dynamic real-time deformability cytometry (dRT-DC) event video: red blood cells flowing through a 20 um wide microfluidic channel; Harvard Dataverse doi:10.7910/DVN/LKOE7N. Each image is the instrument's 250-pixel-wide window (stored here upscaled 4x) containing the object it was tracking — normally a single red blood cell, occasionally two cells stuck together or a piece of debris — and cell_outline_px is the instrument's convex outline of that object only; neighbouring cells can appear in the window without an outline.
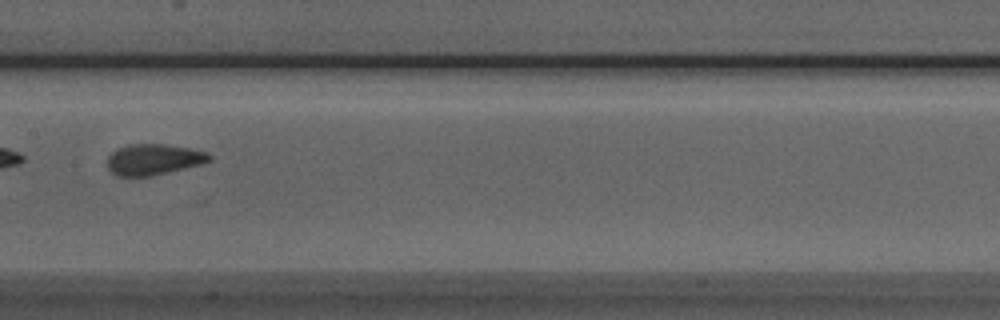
{"species": "Egyptian fruit bat (a non-hibernating species)", "species_latin": "Rousettus aegyptiacus", "temperature_condition": "room temperature", "stored_images_in_passage": 7, "camera_frame_rate_fps": 3000, "um_per_image_px": 0.085, "animal": {"sex": "male"}, "frame": {"image": 1, "passage_image": 7, "time_ms": 7.667, "image_size_px": [1000, 320], "cell_outline_px": [[212, 160], [204, 164], [168, 172], [148, 176], [116, 176], [108, 168], [108, 156], [116, 148], [128, 144], [164, 144], [192, 148], [208, 152], [212, 156]], "centroid_in_image_um": [13.09, 13.54], "position_along_channel_um": 194.3, "area_um2": 18.61}}